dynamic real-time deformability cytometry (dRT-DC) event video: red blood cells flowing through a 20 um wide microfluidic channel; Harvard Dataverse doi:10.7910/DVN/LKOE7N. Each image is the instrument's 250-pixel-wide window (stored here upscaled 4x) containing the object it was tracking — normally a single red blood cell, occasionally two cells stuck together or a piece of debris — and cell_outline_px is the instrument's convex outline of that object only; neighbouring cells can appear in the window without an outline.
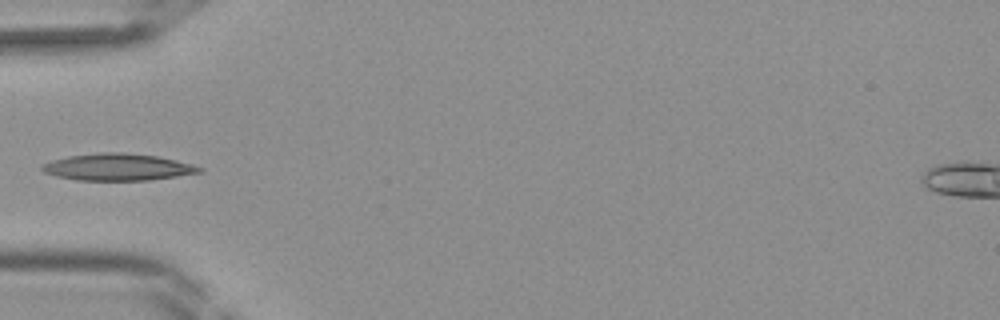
{"species": "Egyptian fruit bat (a non-hibernating species)", "species_latin": "Rousettus aegyptiacus", "temperature_condition": "room temperature", "stored_images_in_passage": 29, "camera_frame_rate_fps": 3000, "um_per_image_px": 0.085, "frame": {"image": 1, "passage_image": 1, "time_ms": 0.0, "image_size_px": [1000, 320], "cell_outline_px": [[204, 172], [148, 180], [76, 180], [56, 176], [44, 172], [40, 168], [44, 164], [52, 160], [68, 156], [100, 152], [124, 152], [156, 156], [176, 160], [192, 164], [204, 168]], "centroid_in_image_um": [10.02, 14.2], "position_along_channel_um": 75.0, "area_um2": 24.62}}
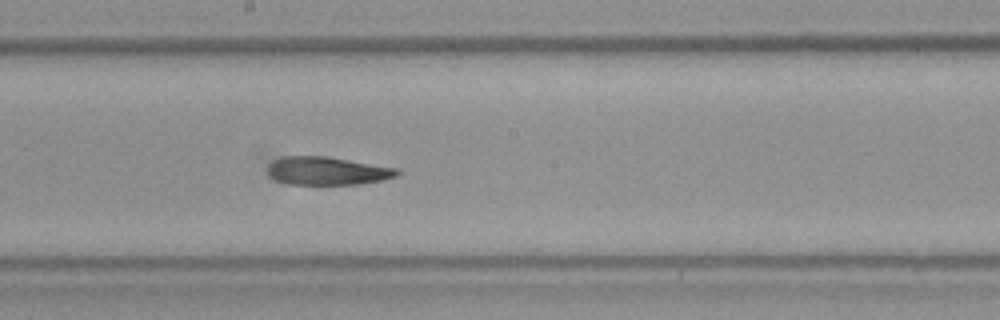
{"frame": {"image": 2, "passage_image": 10, "time_ms": 3.0, "image_size_px": [1000, 320], "cell_outline_px": [[400, 172], [396, 176], [380, 180], [360, 184], [288, 184], [276, 180], [268, 176], [268, 164], [272, 160], [284, 156], [328, 156], [400, 168]], "centroid_in_image_um": [27.81, 14.51], "position_along_channel_um": 220.4, "area_um2": 21.44}}
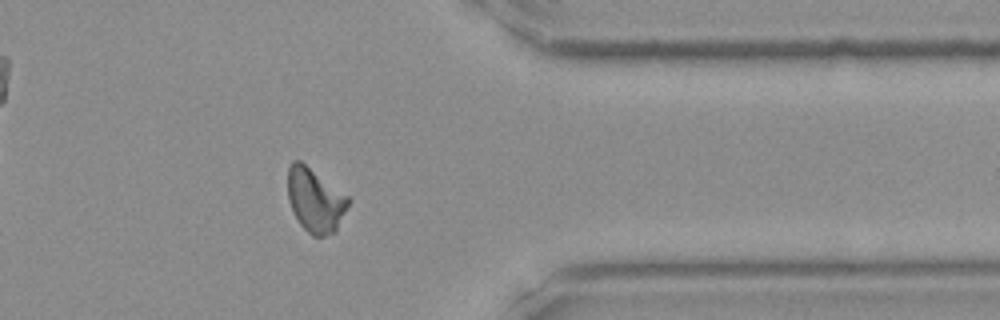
{"frame": {"image": 3, "passage_image": 21, "time_ms": 6.667, "image_size_px": [1000, 320], "cell_outline_px": [[348, 204], [336, 232], [324, 236], [312, 236], [300, 224], [288, 200], [288, 168], [292, 160], [300, 160], [348, 196]], "centroid_in_image_um": [26.77, 17.01], "position_along_channel_um": 384.6, "area_um2": 22.25}}